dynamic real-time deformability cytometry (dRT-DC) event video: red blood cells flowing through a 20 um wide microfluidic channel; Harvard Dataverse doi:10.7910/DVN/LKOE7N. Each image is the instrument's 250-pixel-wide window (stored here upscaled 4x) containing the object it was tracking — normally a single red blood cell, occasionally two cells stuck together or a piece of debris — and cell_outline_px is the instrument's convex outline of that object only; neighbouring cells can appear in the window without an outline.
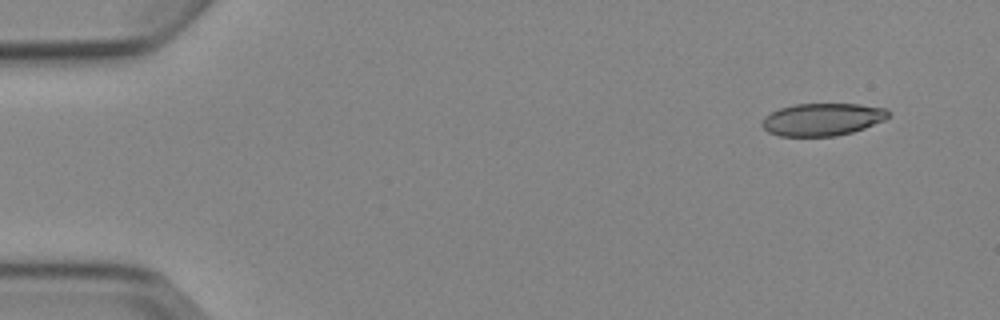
{"species": "Egyptian fruit bat (a non-hibernating species)", "species_latin": "Rousettus aegyptiacus", "temperature_condition": "cold", "stored_images_in_passage": 4, "camera_frame_rate_fps": 3000, "um_per_image_px": 0.085, "animal": {"sex": "female"}, "frame": {"image": 1, "passage_image": 1, "time_ms": 0.0, "image_size_px": [1000, 320], "cell_outline_px": [[888, 116], [884, 120], [864, 128], [852, 132], [836, 136], [780, 136], [768, 132], [760, 124], [764, 116], [780, 108], [796, 104], [860, 104], [888, 108]], "centroid_in_image_um": [69.89, 10.15], "position_along_channel_um": 15.1, "area_um2": 23.93}}
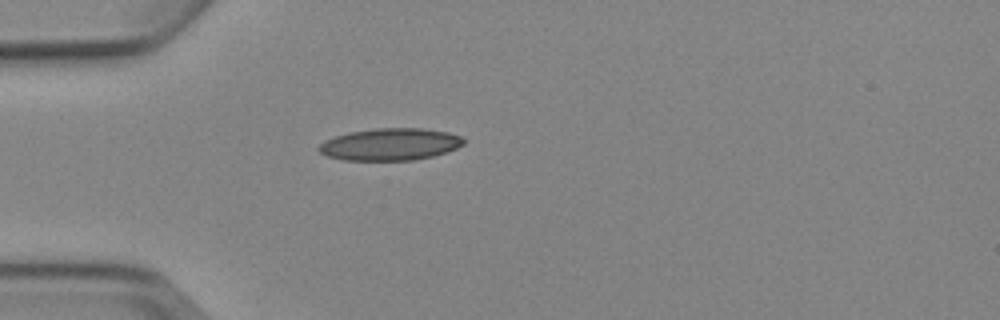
{"frame": {"image": 2, "passage_image": 4, "time_ms": 3.667, "image_size_px": [1000, 320], "cell_outline_px": [[464, 144], [456, 148], [432, 156], [412, 160], [344, 160], [328, 156], [320, 152], [316, 148], [324, 140], [348, 132], [376, 128], [424, 128], [448, 132], [460, 136], [464, 140]], "centroid_in_image_um": [33.14, 12.26], "position_along_channel_um": 51.9, "area_um2": 26.99}}